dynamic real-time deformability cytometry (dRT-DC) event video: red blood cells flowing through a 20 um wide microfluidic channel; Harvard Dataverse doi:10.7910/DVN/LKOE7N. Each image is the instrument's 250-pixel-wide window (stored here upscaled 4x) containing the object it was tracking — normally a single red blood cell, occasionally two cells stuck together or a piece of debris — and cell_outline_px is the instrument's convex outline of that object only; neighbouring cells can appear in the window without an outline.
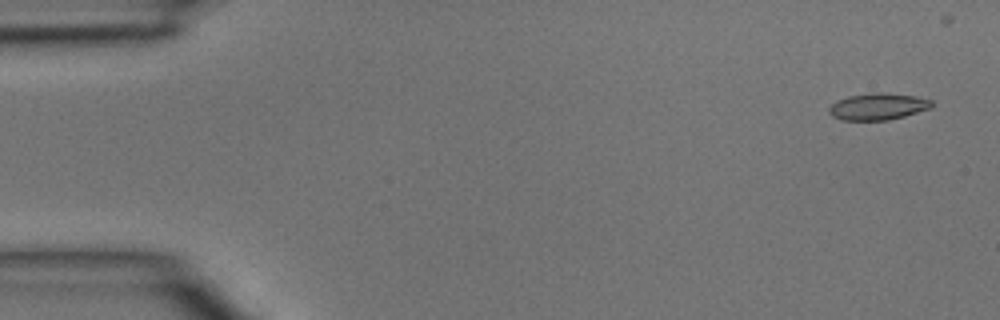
{"species": "common noctule bat (a hibernating species)", "species_latin": "Nyctalus noctula", "temperature_condition": "room temperature", "stored_images_in_passage": 36, "camera_frame_rate_fps": 3000, "um_per_image_px": 0.085, "animal": {"sex": "male", "body_mass_g": 15.6}, "frame": {"image": 1, "passage_image": 1, "time_ms": 0.0, "image_size_px": [1000, 320], "cell_outline_px": [[932, 108], [904, 116], [888, 120], [840, 120], [832, 116], [828, 112], [828, 108], [832, 104], [848, 96], [872, 92], [876, 92], [916, 96], [932, 100]], "centroid_in_image_um": [74.62, 9.06], "position_along_channel_um": 10.4, "area_um2": 15.95}}
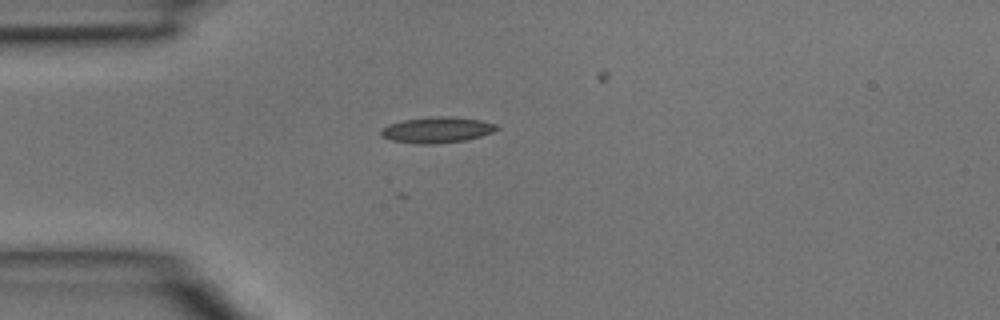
{"frame": {"image": 2, "passage_image": 11, "time_ms": 3.333, "image_size_px": [1000, 320], "cell_outline_px": [[500, 128], [492, 132], [468, 140], [436, 144], [416, 144], [392, 140], [380, 136], [380, 132], [388, 124], [404, 120], [432, 116], [452, 116], [480, 120], [496, 124]], "centroid_in_image_um": [37.15, 11.04], "position_along_channel_um": 47.8, "area_um2": 17.57}}
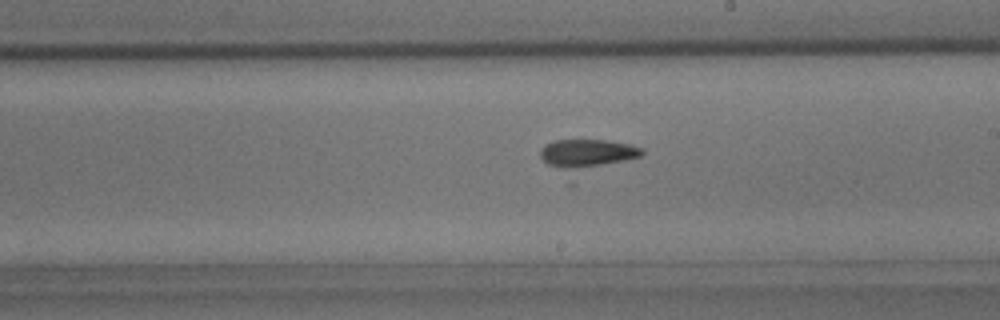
{"frame": {"image": 3, "passage_image": 25, "time_ms": 8.0, "image_size_px": [1000, 320], "cell_outline_px": [[644, 152], [640, 156], [624, 160], [600, 164], [572, 168], [568, 168], [548, 164], [540, 156], [540, 152], [544, 144], [556, 140], [604, 140], [628, 144], [640, 148]], "centroid_in_image_um": [49.87, 12.98], "position_along_channel_um": 239.1, "area_um2": 15.72}}